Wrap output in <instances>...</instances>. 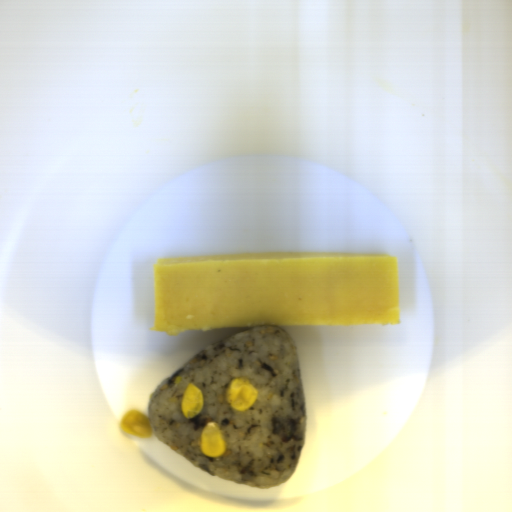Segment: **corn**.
<instances>
[{
	"label": "corn",
	"mask_w": 512,
	"mask_h": 512,
	"mask_svg": "<svg viewBox=\"0 0 512 512\" xmlns=\"http://www.w3.org/2000/svg\"><path fill=\"white\" fill-rule=\"evenodd\" d=\"M259 397V390L247 376L231 377L225 387L224 399L234 411H245Z\"/></svg>",
	"instance_id": "51d56268"
},
{
	"label": "corn",
	"mask_w": 512,
	"mask_h": 512,
	"mask_svg": "<svg viewBox=\"0 0 512 512\" xmlns=\"http://www.w3.org/2000/svg\"><path fill=\"white\" fill-rule=\"evenodd\" d=\"M198 447L209 458L223 456L227 443L221 425L214 420L207 421L200 432Z\"/></svg>",
	"instance_id": "f1292c28"
},
{
	"label": "corn",
	"mask_w": 512,
	"mask_h": 512,
	"mask_svg": "<svg viewBox=\"0 0 512 512\" xmlns=\"http://www.w3.org/2000/svg\"><path fill=\"white\" fill-rule=\"evenodd\" d=\"M119 428L133 436L147 438L154 436L148 413L144 414L137 409H128L120 418Z\"/></svg>",
	"instance_id": "5cfa1b94"
},
{
	"label": "corn",
	"mask_w": 512,
	"mask_h": 512,
	"mask_svg": "<svg viewBox=\"0 0 512 512\" xmlns=\"http://www.w3.org/2000/svg\"><path fill=\"white\" fill-rule=\"evenodd\" d=\"M179 407L187 420L198 415L204 407L203 390L194 382H187Z\"/></svg>",
	"instance_id": "cfcad685"
}]
</instances>
